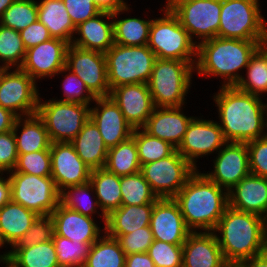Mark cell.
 <instances>
[{"mask_svg": "<svg viewBox=\"0 0 267 267\" xmlns=\"http://www.w3.org/2000/svg\"><path fill=\"white\" fill-rule=\"evenodd\" d=\"M219 126L227 142H248L267 135L266 104L262 97L220 86L214 93Z\"/></svg>", "mask_w": 267, "mask_h": 267, "instance_id": "cell-1", "label": "cell"}, {"mask_svg": "<svg viewBox=\"0 0 267 267\" xmlns=\"http://www.w3.org/2000/svg\"><path fill=\"white\" fill-rule=\"evenodd\" d=\"M173 199L191 232L213 231L229 206L228 191L200 173L199 169Z\"/></svg>", "mask_w": 267, "mask_h": 267, "instance_id": "cell-2", "label": "cell"}, {"mask_svg": "<svg viewBox=\"0 0 267 267\" xmlns=\"http://www.w3.org/2000/svg\"><path fill=\"white\" fill-rule=\"evenodd\" d=\"M213 232L227 263H241L267 251L265 218L256 214L228 206Z\"/></svg>", "mask_w": 267, "mask_h": 267, "instance_id": "cell-3", "label": "cell"}, {"mask_svg": "<svg viewBox=\"0 0 267 267\" xmlns=\"http://www.w3.org/2000/svg\"><path fill=\"white\" fill-rule=\"evenodd\" d=\"M262 44L258 41L214 37L197 45L195 72L203 77H220L221 86H236L250 58ZM212 75V76H211Z\"/></svg>", "mask_w": 267, "mask_h": 267, "instance_id": "cell-4", "label": "cell"}, {"mask_svg": "<svg viewBox=\"0 0 267 267\" xmlns=\"http://www.w3.org/2000/svg\"><path fill=\"white\" fill-rule=\"evenodd\" d=\"M194 66L186 61L156 58L147 83L155 107L185 105L192 86Z\"/></svg>", "mask_w": 267, "mask_h": 267, "instance_id": "cell-5", "label": "cell"}, {"mask_svg": "<svg viewBox=\"0 0 267 267\" xmlns=\"http://www.w3.org/2000/svg\"><path fill=\"white\" fill-rule=\"evenodd\" d=\"M260 0H221L218 37L267 43V21Z\"/></svg>", "mask_w": 267, "mask_h": 267, "instance_id": "cell-6", "label": "cell"}, {"mask_svg": "<svg viewBox=\"0 0 267 267\" xmlns=\"http://www.w3.org/2000/svg\"><path fill=\"white\" fill-rule=\"evenodd\" d=\"M105 56L110 90L121 85L147 84L156 60V55L147 45L114 44Z\"/></svg>", "mask_w": 267, "mask_h": 267, "instance_id": "cell-7", "label": "cell"}, {"mask_svg": "<svg viewBox=\"0 0 267 267\" xmlns=\"http://www.w3.org/2000/svg\"><path fill=\"white\" fill-rule=\"evenodd\" d=\"M162 17L152 18L147 46L156 58L196 63L197 45L170 9L161 8Z\"/></svg>", "mask_w": 267, "mask_h": 267, "instance_id": "cell-8", "label": "cell"}, {"mask_svg": "<svg viewBox=\"0 0 267 267\" xmlns=\"http://www.w3.org/2000/svg\"><path fill=\"white\" fill-rule=\"evenodd\" d=\"M37 115L44 121L52 143L71 142L90 118V105L39 98Z\"/></svg>", "mask_w": 267, "mask_h": 267, "instance_id": "cell-9", "label": "cell"}, {"mask_svg": "<svg viewBox=\"0 0 267 267\" xmlns=\"http://www.w3.org/2000/svg\"><path fill=\"white\" fill-rule=\"evenodd\" d=\"M11 201L22 205L39 216L51 215L60 203V194L51 176H35L10 171Z\"/></svg>", "mask_w": 267, "mask_h": 267, "instance_id": "cell-10", "label": "cell"}, {"mask_svg": "<svg viewBox=\"0 0 267 267\" xmlns=\"http://www.w3.org/2000/svg\"><path fill=\"white\" fill-rule=\"evenodd\" d=\"M169 9L196 45L218 36L221 0H179Z\"/></svg>", "mask_w": 267, "mask_h": 267, "instance_id": "cell-11", "label": "cell"}, {"mask_svg": "<svg viewBox=\"0 0 267 267\" xmlns=\"http://www.w3.org/2000/svg\"><path fill=\"white\" fill-rule=\"evenodd\" d=\"M195 171L177 150L166 158L142 165L140 170L158 198H173Z\"/></svg>", "mask_w": 267, "mask_h": 267, "instance_id": "cell-12", "label": "cell"}, {"mask_svg": "<svg viewBox=\"0 0 267 267\" xmlns=\"http://www.w3.org/2000/svg\"><path fill=\"white\" fill-rule=\"evenodd\" d=\"M37 82L21 68H4L0 73V106L17 117L37 114L41 96Z\"/></svg>", "mask_w": 267, "mask_h": 267, "instance_id": "cell-13", "label": "cell"}, {"mask_svg": "<svg viewBox=\"0 0 267 267\" xmlns=\"http://www.w3.org/2000/svg\"><path fill=\"white\" fill-rule=\"evenodd\" d=\"M66 67L84 82L95 98L109 96L105 53L70 44L66 53Z\"/></svg>", "mask_w": 267, "mask_h": 267, "instance_id": "cell-14", "label": "cell"}, {"mask_svg": "<svg viewBox=\"0 0 267 267\" xmlns=\"http://www.w3.org/2000/svg\"><path fill=\"white\" fill-rule=\"evenodd\" d=\"M227 143L218 122L194 117L176 149L196 170L197 159L215 154Z\"/></svg>", "mask_w": 267, "mask_h": 267, "instance_id": "cell-15", "label": "cell"}, {"mask_svg": "<svg viewBox=\"0 0 267 267\" xmlns=\"http://www.w3.org/2000/svg\"><path fill=\"white\" fill-rule=\"evenodd\" d=\"M216 154L213 170L204 174L221 188L230 191L250 173L247 144L227 142Z\"/></svg>", "mask_w": 267, "mask_h": 267, "instance_id": "cell-16", "label": "cell"}, {"mask_svg": "<svg viewBox=\"0 0 267 267\" xmlns=\"http://www.w3.org/2000/svg\"><path fill=\"white\" fill-rule=\"evenodd\" d=\"M70 44L62 39L51 38L26 50L20 67L36 82L53 77L66 66V53Z\"/></svg>", "mask_w": 267, "mask_h": 267, "instance_id": "cell-17", "label": "cell"}, {"mask_svg": "<svg viewBox=\"0 0 267 267\" xmlns=\"http://www.w3.org/2000/svg\"><path fill=\"white\" fill-rule=\"evenodd\" d=\"M51 177L61 192L69 186L89 182L91 169L82 161L70 142H55L50 146Z\"/></svg>", "mask_w": 267, "mask_h": 267, "instance_id": "cell-18", "label": "cell"}, {"mask_svg": "<svg viewBox=\"0 0 267 267\" xmlns=\"http://www.w3.org/2000/svg\"><path fill=\"white\" fill-rule=\"evenodd\" d=\"M154 240L183 245L191 232L173 198H158L154 203L149 224Z\"/></svg>", "mask_w": 267, "mask_h": 267, "instance_id": "cell-19", "label": "cell"}, {"mask_svg": "<svg viewBox=\"0 0 267 267\" xmlns=\"http://www.w3.org/2000/svg\"><path fill=\"white\" fill-rule=\"evenodd\" d=\"M90 105V119L96 124L107 148L117 146L132 136L133 127L125 120L110 96L97 97Z\"/></svg>", "mask_w": 267, "mask_h": 267, "instance_id": "cell-20", "label": "cell"}, {"mask_svg": "<svg viewBox=\"0 0 267 267\" xmlns=\"http://www.w3.org/2000/svg\"><path fill=\"white\" fill-rule=\"evenodd\" d=\"M109 96L118 105L125 120L134 129L142 128L155 109L146 83L121 85L112 88Z\"/></svg>", "mask_w": 267, "mask_h": 267, "instance_id": "cell-21", "label": "cell"}, {"mask_svg": "<svg viewBox=\"0 0 267 267\" xmlns=\"http://www.w3.org/2000/svg\"><path fill=\"white\" fill-rule=\"evenodd\" d=\"M53 221V236H62L71 241H80L90 246L105 232V227L100 228L95 218L66 208L61 203L51 213ZM99 226V227H98Z\"/></svg>", "mask_w": 267, "mask_h": 267, "instance_id": "cell-22", "label": "cell"}, {"mask_svg": "<svg viewBox=\"0 0 267 267\" xmlns=\"http://www.w3.org/2000/svg\"><path fill=\"white\" fill-rule=\"evenodd\" d=\"M181 107H155L142 129L150 136L169 142L176 149L181 144L194 116H186Z\"/></svg>", "mask_w": 267, "mask_h": 267, "instance_id": "cell-23", "label": "cell"}, {"mask_svg": "<svg viewBox=\"0 0 267 267\" xmlns=\"http://www.w3.org/2000/svg\"><path fill=\"white\" fill-rule=\"evenodd\" d=\"M182 248V267H224L227 264L213 231L190 232Z\"/></svg>", "mask_w": 267, "mask_h": 267, "instance_id": "cell-24", "label": "cell"}, {"mask_svg": "<svg viewBox=\"0 0 267 267\" xmlns=\"http://www.w3.org/2000/svg\"><path fill=\"white\" fill-rule=\"evenodd\" d=\"M229 206L247 213L267 217V178L249 173L230 191Z\"/></svg>", "mask_w": 267, "mask_h": 267, "instance_id": "cell-25", "label": "cell"}, {"mask_svg": "<svg viewBox=\"0 0 267 267\" xmlns=\"http://www.w3.org/2000/svg\"><path fill=\"white\" fill-rule=\"evenodd\" d=\"M74 35L72 45L106 53L115 44L112 12L101 11L95 17L80 23Z\"/></svg>", "mask_w": 267, "mask_h": 267, "instance_id": "cell-26", "label": "cell"}, {"mask_svg": "<svg viewBox=\"0 0 267 267\" xmlns=\"http://www.w3.org/2000/svg\"><path fill=\"white\" fill-rule=\"evenodd\" d=\"M13 132L18 154L50 150L52 142L44 121L37 114L17 117L13 126Z\"/></svg>", "mask_w": 267, "mask_h": 267, "instance_id": "cell-27", "label": "cell"}, {"mask_svg": "<svg viewBox=\"0 0 267 267\" xmlns=\"http://www.w3.org/2000/svg\"><path fill=\"white\" fill-rule=\"evenodd\" d=\"M70 143L91 170L105 167L108 148L98 127L90 118Z\"/></svg>", "mask_w": 267, "mask_h": 267, "instance_id": "cell-28", "label": "cell"}, {"mask_svg": "<svg viewBox=\"0 0 267 267\" xmlns=\"http://www.w3.org/2000/svg\"><path fill=\"white\" fill-rule=\"evenodd\" d=\"M153 206L154 204L121 205L107 216L105 232L109 236L117 238L149 226Z\"/></svg>", "mask_w": 267, "mask_h": 267, "instance_id": "cell-29", "label": "cell"}, {"mask_svg": "<svg viewBox=\"0 0 267 267\" xmlns=\"http://www.w3.org/2000/svg\"><path fill=\"white\" fill-rule=\"evenodd\" d=\"M39 215L22 205L9 201L0 209V235L11 248L28 231Z\"/></svg>", "mask_w": 267, "mask_h": 267, "instance_id": "cell-30", "label": "cell"}, {"mask_svg": "<svg viewBox=\"0 0 267 267\" xmlns=\"http://www.w3.org/2000/svg\"><path fill=\"white\" fill-rule=\"evenodd\" d=\"M7 251L0 255V264L9 261L14 267H60L53 240Z\"/></svg>", "mask_w": 267, "mask_h": 267, "instance_id": "cell-31", "label": "cell"}, {"mask_svg": "<svg viewBox=\"0 0 267 267\" xmlns=\"http://www.w3.org/2000/svg\"><path fill=\"white\" fill-rule=\"evenodd\" d=\"M38 4V20L49 30L52 38L71 44L76 27L62 0H41Z\"/></svg>", "mask_w": 267, "mask_h": 267, "instance_id": "cell-32", "label": "cell"}, {"mask_svg": "<svg viewBox=\"0 0 267 267\" xmlns=\"http://www.w3.org/2000/svg\"><path fill=\"white\" fill-rule=\"evenodd\" d=\"M130 9L129 5V7L127 6L112 12L114 43L125 46L147 45L152 19L144 20L141 17L131 16L128 18L119 17L125 12L129 13Z\"/></svg>", "mask_w": 267, "mask_h": 267, "instance_id": "cell-33", "label": "cell"}, {"mask_svg": "<svg viewBox=\"0 0 267 267\" xmlns=\"http://www.w3.org/2000/svg\"><path fill=\"white\" fill-rule=\"evenodd\" d=\"M89 181L93 186L101 213L108 216L121 206L120 176L109 172L106 168H99L91 170Z\"/></svg>", "mask_w": 267, "mask_h": 267, "instance_id": "cell-34", "label": "cell"}, {"mask_svg": "<svg viewBox=\"0 0 267 267\" xmlns=\"http://www.w3.org/2000/svg\"><path fill=\"white\" fill-rule=\"evenodd\" d=\"M245 70V76L241 77L236 87L258 97L264 96L267 93V43L255 51Z\"/></svg>", "mask_w": 267, "mask_h": 267, "instance_id": "cell-35", "label": "cell"}, {"mask_svg": "<svg viewBox=\"0 0 267 267\" xmlns=\"http://www.w3.org/2000/svg\"><path fill=\"white\" fill-rule=\"evenodd\" d=\"M93 193L95 192L90 181L81 185L69 186L61 191L60 203L68 209L91 218H94L93 215L97 213L99 217H102L103 225L105 226L107 216L104 213L99 214L98 210L100 209L101 211V208L98 204L96 195Z\"/></svg>", "mask_w": 267, "mask_h": 267, "instance_id": "cell-36", "label": "cell"}, {"mask_svg": "<svg viewBox=\"0 0 267 267\" xmlns=\"http://www.w3.org/2000/svg\"><path fill=\"white\" fill-rule=\"evenodd\" d=\"M126 254L116 238L106 232L89 249L82 267H125Z\"/></svg>", "mask_w": 267, "mask_h": 267, "instance_id": "cell-37", "label": "cell"}, {"mask_svg": "<svg viewBox=\"0 0 267 267\" xmlns=\"http://www.w3.org/2000/svg\"><path fill=\"white\" fill-rule=\"evenodd\" d=\"M104 168L120 177L140 172L141 164L137 146L132 136L117 146L108 149Z\"/></svg>", "mask_w": 267, "mask_h": 267, "instance_id": "cell-38", "label": "cell"}, {"mask_svg": "<svg viewBox=\"0 0 267 267\" xmlns=\"http://www.w3.org/2000/svg\"><path fill=\"white\" fill-rule=\"evenodd\" d=\"M121 205L154 204L158 197L141 172L120 177Z\"/></svg>", "mask_w": 267, "mask_h": 267, "instance_id": "cell-39", "label": "cell"}, {"mask_svg": "<svg viewBox=\"0 0 267 267\" xmlns=\"http://www.w3.org/2000/svg\"><path fill=\"white\" fill-rule=\"evenodd\" d=\"M132 137L137 146L141 166L166 158L176 150L169 142L150 136L142 128L133 129Z\"/></svg>", "mask_w": 267, "mask_h": 267, "instance_id": "cell-40", "label": "cell"}, {"mask_svg": "<svg viewBox=\"0 0 267 267\" xmlns=\"http://www.w3.org/2000/svg\"><path fill=\"white\" fill-rule=\"evenodd\" d=\"M26 48L20 32L0 24V64L3 68H20Z\"/></svg>", "mask_w": 267, "mask_h": 267, "instance_id": "cell-41", "label": "cell"}, {"mask_svg": "<svg viewBox=\"0 0 267 267\" xmlns=\"http://www.w3.org/2000/svg\"><path fill=\"white\" fill-rule=\"evenodd\" d=\"M37 20L36 0H15L2 14L0 24L20 32Z\"/></svg>", "mask_w": 267, "mask_h": 267, "instance_id": "cell-42", "label": "cell"}, {"mask_svg": "<svg viewBox=\"0 0 267 267\" xmlns=\"http://www.w3.org/2000/svg\"><path fill=\"white\" fill-rule=\"evenodd\" d=\"M52 240L60 267H82L85 264L89 244L71 241L62 236H53Z\"/></svg>", "mask_w": 267, "mask_h": 267, "instance_id": "cell-43", "label": "cell"}, {"mask_svg": "<svg viewBox=\"0 0 267 267\" xmlns=\"http://www.w3.org/2000/svg\"><path fill=\"white\" fill-rule=\"evenodd\" d=\"M63 73L65 75H63L64 79L61 87L64 97H60V99L55 98V100L62 102H78L85 105H91V102L95 100V97L86 88L84 82L66 66H64V68L57 73V76Z\"/></svg>", "mask_w": 267, "mask_h": 267, "instance_id": "cell-44", "label": "cell"}, {"mask_svg": "<svg viewBox=\"0 0 267 267\" xmlns=\"http://www.w3.org/2000/svg\"><path fill=\"white\" fill-rule=\"evenodd\" d=\"M14 171L40 177L51 176L50 150L18 154V160Z\"/></svg>", "mask_w": 267, "mask_h": 267, "instance_id": "cell-45", "label": "cell"}, {"mask_svg": "<svg viewBox=\"0 0 267 267\" xmlns=\"http://www.w3.org/2000/svg\"><path fill=\"white\" fill-rule=\"evenodd\" d=\"M147 254L153 260L155 267H182V245L153 240Z\"/></svg>", "mask_w": 267, "mask_h": 267, "instance_id": "cell-46", "label": "cell"}, {"mask_svg": "<svg viewBox=\"0 0 267 267\" xmlns=\"http://www.w3.org/2000/svg\"><path fill=\"white\" fill-rule=\"evenodd\" d=\"M53 234L51 215L38 216L28 231L12 248H27L35 244L48 242L52 240Z\"/></svg>", "mask_w": 267, "mask_h": 267, "instance_id": "cell-47", "label": "cell"}, {"mask_svg": "<svg viewBox=\"0 0 267 267\" xmlns=\"http://www.w3.org/2000/svg\"><path fill=\"white\" fill-rule=\"evenodd\" d=\"M126 255L131 253H145L153 243V234L150 226L120 235L116 238Z\"/></svg>", "mask_w": 267, "mask_h": 267, "instance_id": "cell-48", "label": "cell"}, {"mask_svg": "<svg viewBox=\"0 0 267 267\" xmlns=\"http://www.w3.org/2000/svg\"><path fill=\"white\" fill-rule=\"evenodd\" d=\"M246 144L250 173L267 178V135Z\"/></svg>", "mask_w": 267, "mask_h": 267, "instance_id": "cell-49", "label": "cell"}, {"mask_svg": "<svg viewBox=\"0 0 267 267\" xmlns=\"http://www.w3.org/2000/svg\"><path fill=\"white\" fill-rule=\"evenodd\" d=\"M72 23L77 27L80 23L95 17L102 10L95 0H62Z\"/></svg>", "mask_w": 267, "mask_h": 267, "instance_id": "cell-50", "label": "cell"}, {"mask_svg": "<svg viewBox=\"0 0 267 267\" xmlns=\"http://www.w3.org/2000/svg\"><path fill=\"white\" fill-rule=\"evenodd\" d=\"M18 153L13 130L0 134V173L13 171Z\"/></svg>", "mask_w": 267, "mask_h": 267, "instance_id": "cell-51", "label": "cell"}, {"mask_svg": "<svg viewBox=\"0 0 267 267\" xmlns=\"http://www.w3.org/2000/svg\"><path fill=\"white\" fill-rule=\"evenodd\" d=\"M26 50L52 38L47 27L39 20L20 31Z\"/></svg>", "mask_w": 267, "mask_h": 267, "instance_id": "cell-52", "label": "cell"}, {"mask_svg": "<svg viewBox=\"0 0 267 267\" xmlns=\"http://www.w3.org/2000/svg\"><path fill=\"white\" fill-rule=\"evenodd\" d=\"M125 267H155V265L147 252H145L126 255Z\"/></svg>", "mask_w": 267, "mask_h": 267, "instance_id": "cell-53", "label": "cell"}, {"mask_svg": "<svg viewBox=\"0 0 267 267\" xmlns=\"http://www.w3.org/2000/svg\"><path fill=\"white\" fill-rule=\"evenodd\" d=\"M16 118L14 113L0 106V134L13 130Z\"/></svg>", "mask_w": 267, "mask_h": 267, "instance_id": "cell-54", "label": "cell"}, {"mask_svg": "<svg viewBox=\"0 0 267 267\" xmlns=\"http://www.w3.org/2000/svg\"><path fill=\"white\" fill-rule=\"evenodd\" d=\"M4 173H0V209L11 201V183L9 175L4 176Z\"/></svg>", "mask_w": 267, "mask_h": 267, "instance_id": "cell-55", "label": "cell"}, {"mask_svg": "<svg viewBox=\"0 0 267 267\" xmlns=\"http://www.w3.org/2000/svg\"><path fill=\"white\" fill-rule=\"evenodd\" d=\"M95 1L96 5L102 11L114 12L117 11L118 9L129 6L125 0H95Z\"/></svg>", "mask_w": 267, "mask_h": 267, "instance_id": "cell-56", "label": "cell"}, {"mask_svg": "<svg viewBox=\"0 0 267 267\" xmlns=\"http://www.w3.org/2000/svg\"><path fill=\"white\" fill-rule=\"evenodd\" d=\"M243 267H267V251L241 262Z\"/></svg>", "mask_w": 267, "mask_h": 267, "instance_id": "cell-57", "label": "cell"}, {"mask_svg": "<svg viewBox=\"0 0 267 267\" xmlns=\"http://www.w3.org/2000/svg\"><path fill=\"white\" fill-rule=\"evenodd\" d=\"M15 0H0V19L4 11L14 2Z\"/></svg>", "mask_w": 267, "mask_h": 267, "instance_id": "cell-58", "label": "cell"}, {"mask_svg": "<svg viewBox=\"0 0 267 267\" xmlns=\"http://www.w3.org/2000/svg\"><path fill=\"white\" fill-rule=\"evenodd\" d=\"M178 1L179 0H167V1H165L166 4L164 5V9H169L170 7H172Z\"/></svg>", "mask_w": 267, "mask_h": 267, "instance_id": "cell-59", "label": "cell"}, {"mask_svg": "<svg viewBox=\"0 0 267 267\" xmlns=\"http://www.w3.org/2000/svg\"><path fill=\"white\" fill-rule=\"evenodd\" d=\"M224 267H243L241 263H227Z\"/></svg>", "mask_w": 267, "mask_h": 267, "instance_id": "cell-60", "label": "cell"}, {"mask_svg": "<svg viewBox=\"0 0 267 267\" xmlns=\"http://www.w3.org/2000/svg\"><path fill=\"white\" fill-rule=\"evenodd\" d=\"M6 265L5 267H14L9 261H4L3 265Z\"/></svg>", "mask_w": 267, "mask_h": 267, "instance_id": "cell-61", "label": "cell"}, {"mask_svg": "<svg viewBox=\"0 0 267 267\" xmlns=\"http://www.w3.org/2000/svg\"><path fill=\"white\" fill-rule=\"evenodd\" d=\"M7 247V245H5V243L3 242L2 238H1V235H0V248L3 247L4 248Z\"/></svg>", "mask_w": 267, "mask_h": 267, "instance_id": "cell-62", "label": "cell"}, {"mask_svg": "<svg viewBox=\"0 0 267 267\" xmlns=\"http://www.w3.org/2000/svg\"><path fill=\"white\" fill-rule=\"evenodd\" d=\"M265 226H266V240H267V217L265 218Z\"/></svg>", "mask_w": 267, "mask_h": 267, "instance_id": "cell-63", "label": "cell"}, {"mask_svg": "<svg viewBox=\"0 0 267 267\" xmlns=\"http://www.w3.org/2000/svg\"><path fill=\"white\" fill-rule=\"evenodd\" d=\"M3 69H4V68L0 65V73L3 71Z\"/></svg>", "mask_w": 267, "mask_h": 267, "instance_id": "cell-64", "label": "cell"}, {"mask_svg": "<svg viewBox=\"0 0 267 267\" xmlns=\"http://www.w3.org/2000/svg\"><path fill=\"white\" fill-rule=\"evenodd\" d=\"M267 101V100H266ZM266 118H267V103H266Z\"/></svg>", "mask_w": 267, "mask_h": 267, "instance_id": "cell-65", "label": "cell"}]
</instances>
